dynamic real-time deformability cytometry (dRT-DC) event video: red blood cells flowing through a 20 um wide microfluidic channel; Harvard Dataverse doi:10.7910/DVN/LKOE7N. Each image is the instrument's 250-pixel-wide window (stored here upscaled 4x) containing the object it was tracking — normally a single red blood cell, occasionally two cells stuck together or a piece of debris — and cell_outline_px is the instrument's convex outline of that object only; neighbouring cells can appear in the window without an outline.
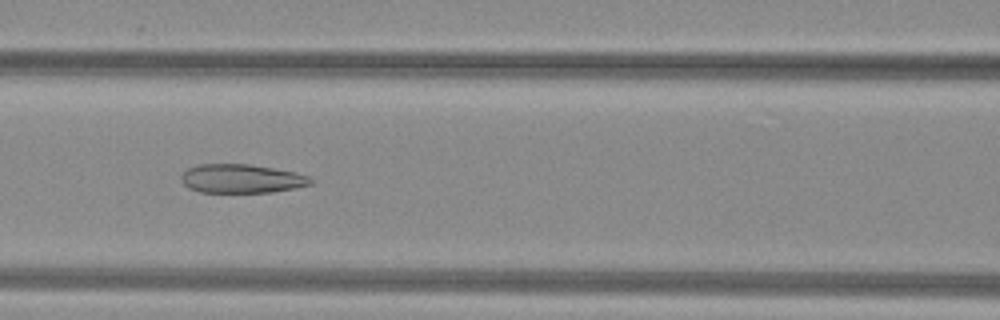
{"species": "common noctule bat (a hibernating species)", "species_latin": "Nyctalus noctula", "temperature_condition": "warm", "stored_images_in_passage": 38, "camera_frame_rate_fps": 3000, "um_per_image_px": 0.085, "animal": {"sex": "female", "body_mass_g": 29.2, "forearm_length_mm": 56.3}, "frame": {"image": 1, "passage_image": 14, "time_ms": 4.333, "image_size_px": [1000, 320], "cell_outline_px": [[316, 180], [312, 184], [272, 192], [200, 192], [188, 188], [180, 180], [180, 176], [188, 168], [200, 164], [248, 164], [296, 172], [308, 176]], "centroid_in_image_um": [20.52, 15.18], "position_along_channel_um": 146.1, "area_um2": 21.73}}
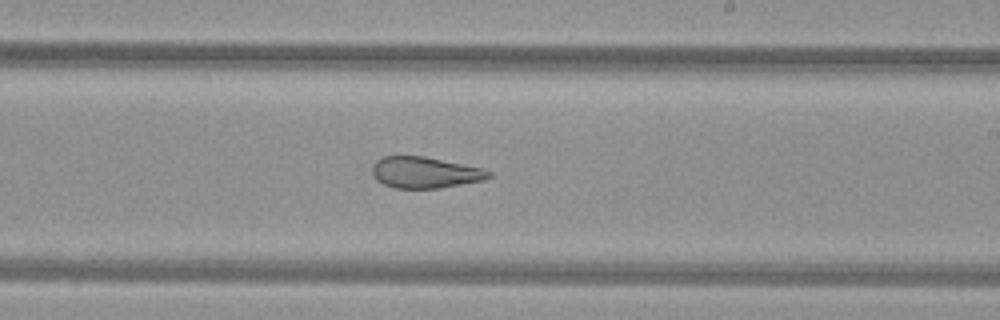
{"frame": {"image": 2, "passage_image": 22, "time_ms": 7.0, "image_size_px": [1000, 320], "cell_outline_px": [[492, 176], [484, 180], [440, 188], [392, 188], [376, 180], [372, 176], [372, 164], [376, 160], [384, 156], [424, 156], [484, 168], [492, 172]], "centroid_in_image_um": [36.12, 14.66], "position_along_channel_um": 252.9, "area_um2": 21.44}}
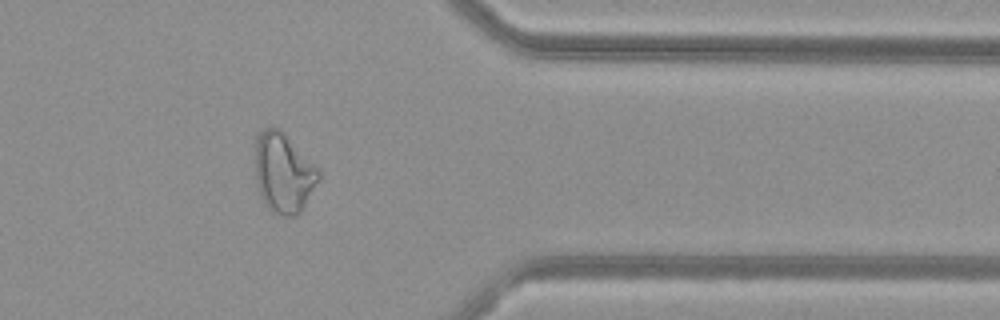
{"frame": {"image": 3, "passage_image": 33, "time_ms": 10.667, "image_size_px": [1000, 320], "cell_outline_px": [[320, 176], [300, 212], [296, 216], [280, 216], [272, 212], [264, 204], [260, 196], [256, 184], [252, 136], [260, 128], [280, 128], [284, 132], [320, 172]], "centroid_in_image_um": [23.99, 14.64], "position_along_channel_um": 387.4, "area_um2": 30.06}, "authors_computed_cell_mechanics": {"area_um2": 23.6113, "velocity_mm_per_s": 4.0235, "shape_relaxation_time_tau1_ms": null, "shape_relaxation_time_tau2_ms": 2.2576, "deformation_change_tau1": null, "deformation_change_tau2": 0.1107}}